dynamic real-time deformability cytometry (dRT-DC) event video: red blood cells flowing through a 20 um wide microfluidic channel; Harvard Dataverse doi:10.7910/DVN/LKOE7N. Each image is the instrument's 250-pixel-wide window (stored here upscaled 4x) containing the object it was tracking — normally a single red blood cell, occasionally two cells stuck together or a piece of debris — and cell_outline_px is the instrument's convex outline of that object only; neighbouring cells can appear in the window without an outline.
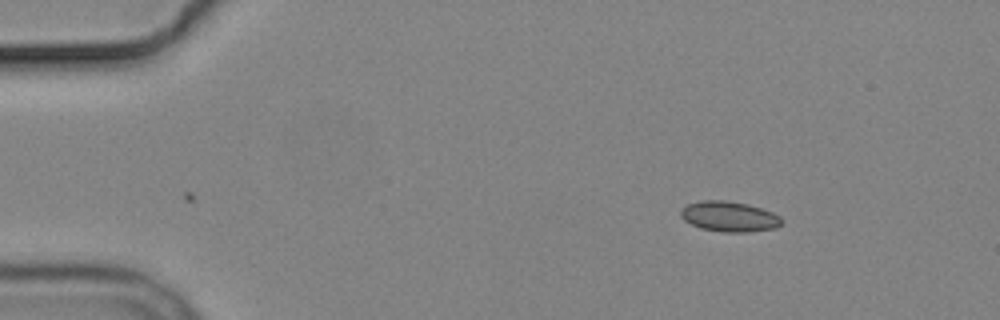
{"species": "common noctule bat (a hibernating species)", "species_latin": "Nyctalus noctula", "temperature_condition": "cold", "stored_images_in_passage": 4, "camera_frame_rate_fps": 3000, "um_per_image_px": 0.085, "animal": {"sex": "male", "body_mass_g": 19.2, "forearm_length_mm": 51.8}, "frame": {"image": 1, "passage_image": 4, "time_ms": 3.333, "image_size_px": [1000, 320], "cell_outline_px": [[784, 220], [776, 228], [748, 232], [724, 232], [700, 228], [684, 220], [680, 216], [680, 212], [688, 204], [700, 200], [724, 200], [748, 204], [772, 212], [780, 216]], "centroid_in_image_um": [62.0, 18.4], "position_along_channel_um": 23.0, "area_um2": 17.8}}